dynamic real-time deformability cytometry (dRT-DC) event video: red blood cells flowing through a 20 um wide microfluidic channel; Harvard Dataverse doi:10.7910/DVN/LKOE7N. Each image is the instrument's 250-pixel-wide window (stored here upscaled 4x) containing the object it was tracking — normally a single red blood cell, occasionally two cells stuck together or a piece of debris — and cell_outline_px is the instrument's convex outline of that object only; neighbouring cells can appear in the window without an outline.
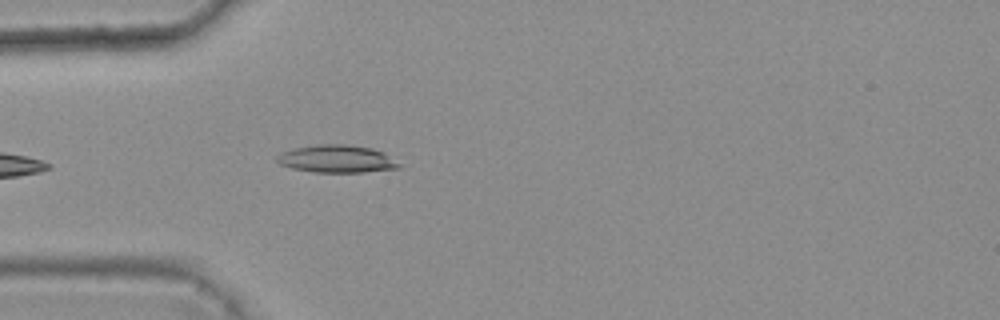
{"species": "common noctule bat (a hibernating species)", "species_latin": "Nyctalus noctula", "temperature_condition": "warm", "stored_images_in_passage": 4, "camera_frame_rate_fps": 3000, "um_per_image_px": 0.085, "animal": {"sex": "female", "body_mass_g": 25.1}, "frame": {"image": 1, "passage_image": 4, "time_ms": 1.0, "image_size_px": [1000, 320], "cell_outline_px": [[400, 168], [364, 172], [312, 172], [292, 168], [280, 164], [276, 160], [276, 156], [280, 152], [296, 148], [316, 144], [344, 144], [372, 148], [384, 152], [400, 164]], "centroid_in_image_um": [28.61, 13.5], "position_along_channel_um": 56.4, "area_um2": 19.65}}